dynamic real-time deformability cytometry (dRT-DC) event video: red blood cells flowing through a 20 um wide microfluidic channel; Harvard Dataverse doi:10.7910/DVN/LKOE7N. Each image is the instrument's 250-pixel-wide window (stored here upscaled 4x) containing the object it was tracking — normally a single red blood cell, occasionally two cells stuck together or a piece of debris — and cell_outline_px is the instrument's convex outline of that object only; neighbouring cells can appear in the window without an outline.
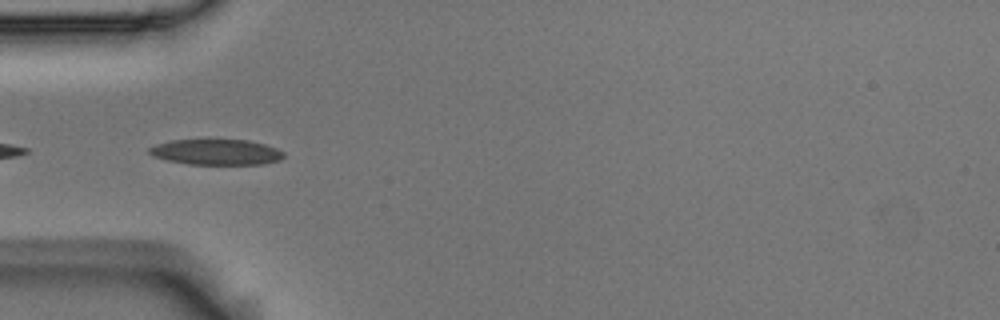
{"species": "Egyptian fruit bat (a non-hibernating species)", "species_latin": "Rousettus aegyptiacus", "temperature_condition": "room temperature", "stored_images_in_passage": 6, "camera_frame_rate_fps": 3000, "um_per_image_px": 0.085, "animal": {"sex": "male"}, "frame": {"image": 1, "passage_image": 4, "time_ms": 1.0, "image_size_px": [1000, 320], "cell_outline_px": [[284, 156], [280, 160], [264, 164], [188, 164], [168, 160], [156, 156], [148, 152], [148, 148], [156, 144], [172, 140], [248, 140], [264, 144], [276, 148], [284, 152]], "centroid_in_image_um": [18.41, 12.92], "position_along_channel_um": 66.6, "area_um2": 19.88}}
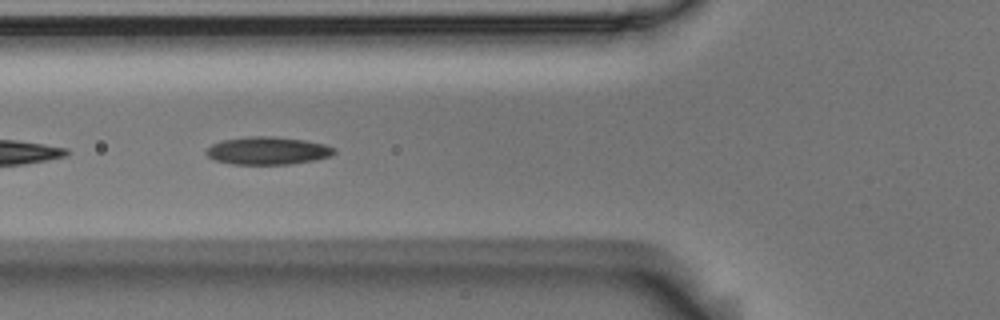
{"frame": {"image": 2, "passage_image": 5, "time_ms": 1.333, "image_size_px": [1000, 320], "cell_outline_px": [[336, 152], [328, 156], [312, 160], [292, 164], [232, 164], [216, 160], [208, 156], [204, 152], [212, 144], [220, 140], [248, 136], [272, 136], [304, 140], [324, 144], [336, 148]], "centroid_in_image_um": [22.72, 12.8], "position_along_channel_um": 103.1, "area_um2": 20.63}}
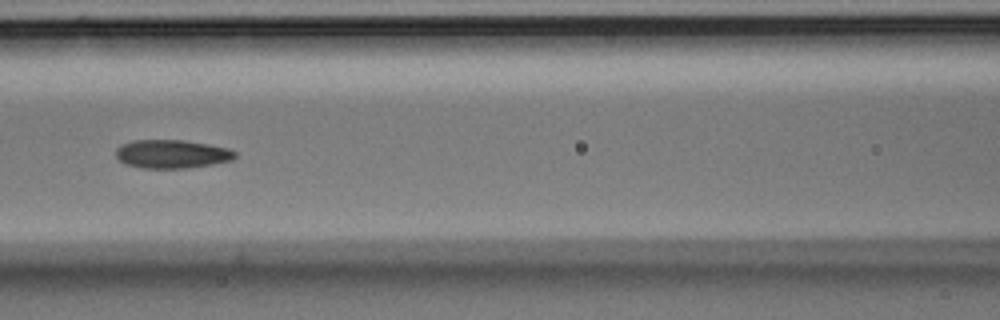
{"frame": {"image": 3, "passage_image": 6, "time_ms": 1.667, "image_size_px": [1000, 320], "cell_outline_px": [[236, 156], [232, 160], [212, 164], [188, 168], [144, 168], [124, 164], [116, 156], [116, 148], [120, 144], [132, 140], [184, 140], [208, 144], [228, 148], [236, 152]], "centroid_in_image_um": [14.59, 13.08], "position_along_channel_um": 152.0, "area_um2": 19.88}}